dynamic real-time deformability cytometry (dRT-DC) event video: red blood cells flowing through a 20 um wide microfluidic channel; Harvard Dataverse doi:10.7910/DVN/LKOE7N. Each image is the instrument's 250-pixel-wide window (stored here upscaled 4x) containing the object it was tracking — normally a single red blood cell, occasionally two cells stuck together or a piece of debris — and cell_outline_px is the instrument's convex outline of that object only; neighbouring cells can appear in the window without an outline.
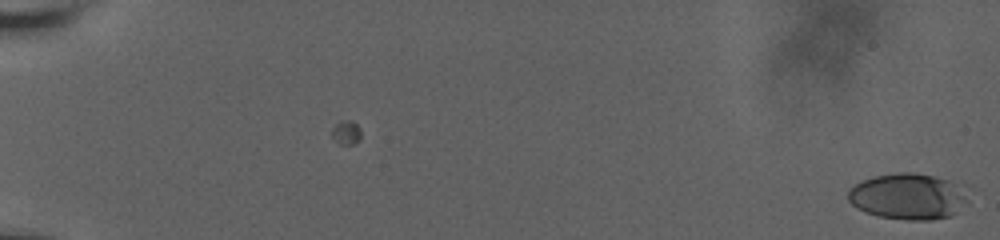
{"species": "human", "species_latin": "Homo sapiens", "temperature_condition": "room temperature", "stored_images_in_passage": 61, "camera_frame_rate_fps": 3000, "um_per_image_px": 0.085, "donor": {"sex": "male"}, "frame": {"image": 1, "passage_image": 1, "time_ms": 0.0, "image_size_px": [1000, 240], "cell_outline_px": [[968, 204], [952, 216], [932, 220], [908, 220], [880, 216], [868, 212], [852, 204], [848, 200], [848, 188], [872, 176], [900, 172], [912, 172], [936, 176], [948, 180], [956, 184], [960, 188], [968, 200]], "centroid_in_image_um": [77.2, 16.7], "position_along_channel_um": 7.8, "area_um2": 32.08}}
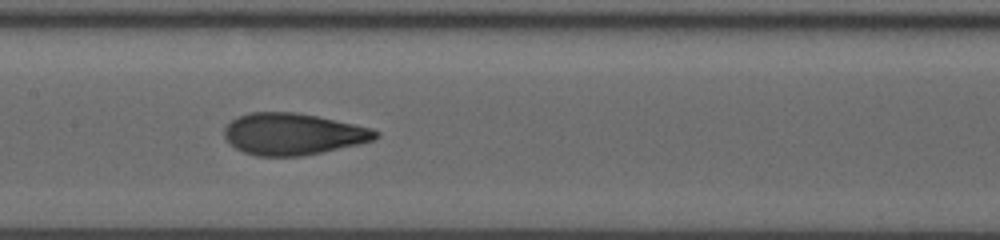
{"frame": {"image": 2, "passage_image": 34, "time_ms": 11.0, "image_size_px": [1000, 240], "cell_outline_px": [[380, 136], [372, 140], [360, 144], [304, 156], [256, 156], [244, 152], [236, 148], [224, 136], [224, 128], [236, 116], [252, 112], [296, 112], [316, 116], [372, 128], [380, 132]], "centroid_in_image_um": [24.92, 11.39], "position_along_channel_um": 182.5, "area_um2": 36.7}}
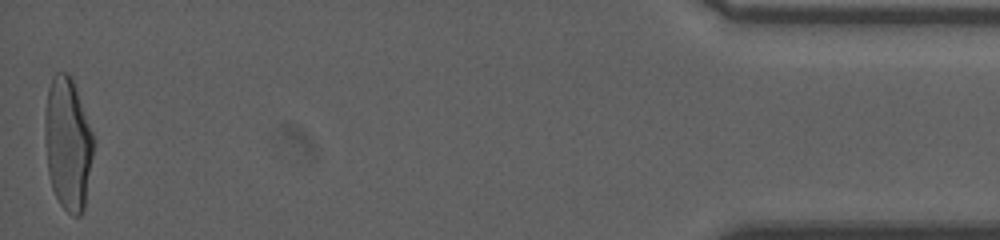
{"frame": {"image": 3, "passage_image": 61, "time_ms": 20.0, "image_size_px": [1000, 240], "cell_outline_px": [[96, 140], [84, 212], [80, 216], [72, 216], [60, 204], [52, 188], [48, 172], [44, 136], [44, 116], [48, 88], [52, 76], [56, 72], [68, 72], [72, 80]], "centroid_in_image_um": [5.78, 12.25], "position_along_channel_um": 429.4, "area_um2": 38.15}, "authors_computed_cell_mechanics": {"area_um2": 35.547, "velocity_mm_per_s": 3.6553, "shape_relaxation_time_tau1_ms": 5.2885, "shape_relaxation_time_tau2_ms": 1.0408, "deformation_change_tau1": 0.2004, "deformation_change_tau2": 0.0781}}